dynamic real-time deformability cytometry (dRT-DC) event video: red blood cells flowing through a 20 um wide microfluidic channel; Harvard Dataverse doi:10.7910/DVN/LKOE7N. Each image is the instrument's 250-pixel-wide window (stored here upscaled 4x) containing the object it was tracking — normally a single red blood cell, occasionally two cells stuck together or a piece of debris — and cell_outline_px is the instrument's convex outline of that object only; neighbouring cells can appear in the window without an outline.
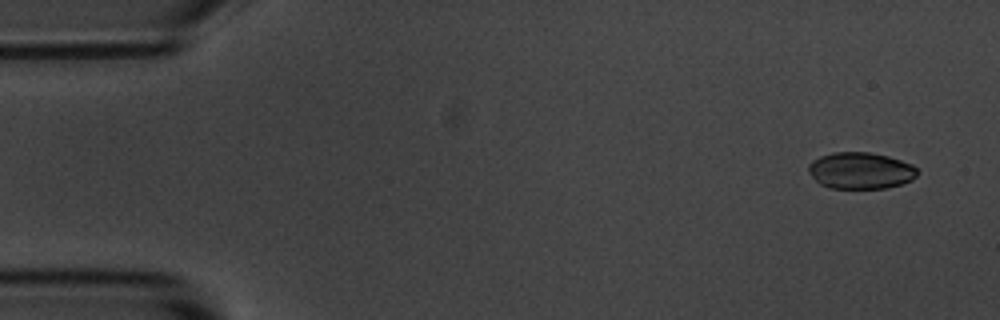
{"species": "common noctule bat (a hibernating species)", "species_latin": "Nyctalus noctula", "temperature_condition": "room temperature", "stored_images_in_passage": 4, "camera_frame_rate_fps": 3000, "um_per_image_px": 0.085, "animal": {"sex": "male", "body_mass_g": 20.1, "forearm_length_mm": 53.5}, "frame": {"image": 1, "passage_image": 1, "time_ms": 0.0, "image_size_px": [1000, 320], "cell_outline_px": [[916, 176], [912, 180], [900, 184], [884, 188], [828, 188], [820, 184], [808, 172], [808, 164], [812, 160], [820, 156], [836, 152], [868, 152], [888, 156], [912, 164], [916, 168]], "centroid_in_image_um": [73.12, 14.5], "position_along_channel_um": 11.9, "area_um2": 23.12}}
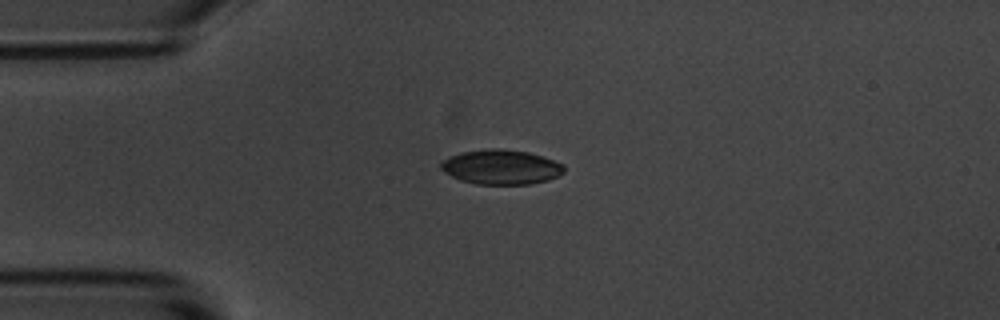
{"frame": {"image": 2, "passage_image": 4, "time_ms": 3.333, "image_size_px": [1000, 320], "cell_outline_px": [[564, 172], [560, 176], [548, 180], [528, 184], [476, 184], [460, 180], [444, 172], [440, 168], [440, 164], [448, 156], [460, 152], [488, 148], [496, 148], [528, 152], [564, 164]], "centroid_in_image_um": [42.58, 14.2], "position_along_channel_um": 42.4, "area_um2": 24.91}}